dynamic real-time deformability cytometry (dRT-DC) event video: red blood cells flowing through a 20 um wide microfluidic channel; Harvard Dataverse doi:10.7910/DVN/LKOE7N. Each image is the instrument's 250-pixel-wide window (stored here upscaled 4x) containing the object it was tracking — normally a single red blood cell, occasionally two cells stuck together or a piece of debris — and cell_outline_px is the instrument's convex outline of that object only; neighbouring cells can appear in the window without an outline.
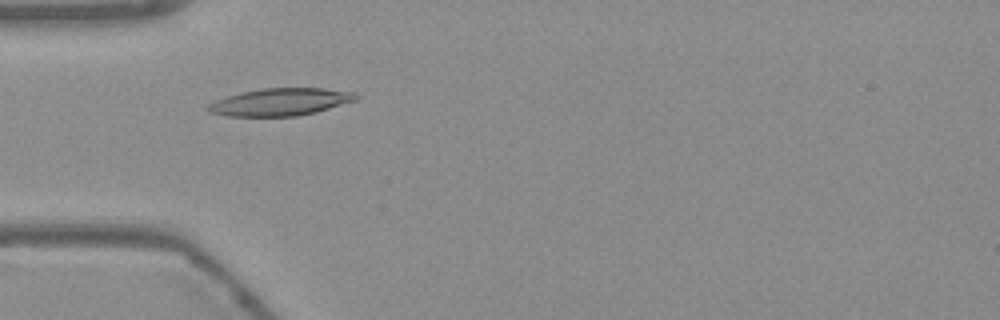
{"species": "Egyptian fruit bat (a non-hibernating species)", "species_latin": "Rousettus aegyptiacus", "temperature_condition": "warm", "stored_images_in_passage": 53, "camera_frame_rate_fps": 3000, "um_per_image_px": 0.085, "frame": {"image": 1, "passage_image": 16, "time_ms": 5.0, "image_size_px": [1000, 320], "cell_outline_px": [[360, 96], [356, 100], [316, 112], [296, 116], [228, 116], [208, 112], [204, 108], [208, 104], [216, 100], [240, 92], [260, 88], [324, 88], [356, 92]], "centroid_in_image_um": [23.82, 8.66], "position_along_channel_um": 61.2, "area_um2": 23.76}}
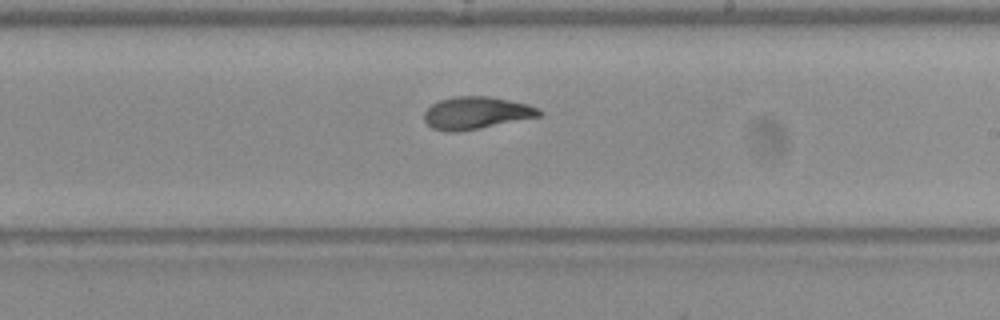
{"frame": {"image": 2, "passage_image": 31, "time_ms": 10.0, "image_size_px": [1000, 320], "cell_outline_px": [[544, 116], [460, 132], [444, 132], [432, 128], [424, 120], [424, 112], [432, 104], [440, 100], [456, 96], [492, 96], [528, 104], [540, 108], [544, 112]], "centroid_in_image_um": [40.54, 9.61], "position_along_channel_um": 248.5, "area_um2": 22.14}}
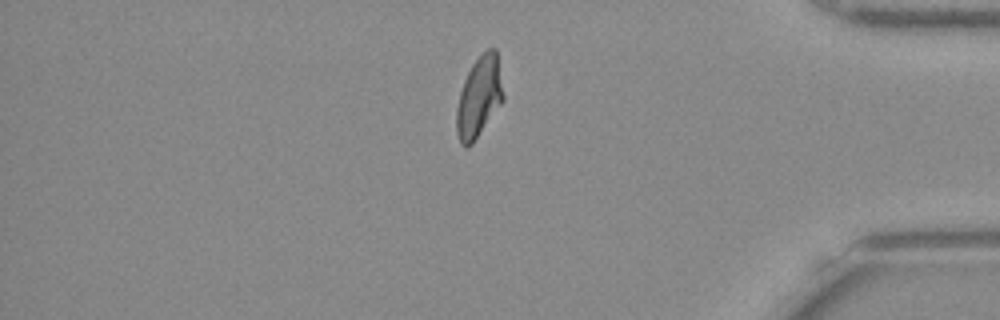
{"frame": {"image": 3, "passage_image": 45, "time_ms": 14.667, "image_size_px": [1000, 320], "cell_outline_px": [[504, 100], [472, 144], [468, 148], [464, 148], [460, 144], [456, 132], [456, 108], [460, 92], [464, 80], [472, 64], [488, 48], [496, 48], [504, 96]], "centroid_in_image_um": [40.71, 8.28], "position_along_channel_um": 394.5, "area_um2": 21.96}, "authors_computed_cell_mechanics": {"area_um2": 22.253, "velocity_mm_per_s": 3.7693, "shape_relaxation_time_tau1_ms": 8.0302, "shape_relaxation_time_tau2_ms": 1.9872, "deformation_change_tau1": 0.2362, "deformation_change_tau2": 0.08}}